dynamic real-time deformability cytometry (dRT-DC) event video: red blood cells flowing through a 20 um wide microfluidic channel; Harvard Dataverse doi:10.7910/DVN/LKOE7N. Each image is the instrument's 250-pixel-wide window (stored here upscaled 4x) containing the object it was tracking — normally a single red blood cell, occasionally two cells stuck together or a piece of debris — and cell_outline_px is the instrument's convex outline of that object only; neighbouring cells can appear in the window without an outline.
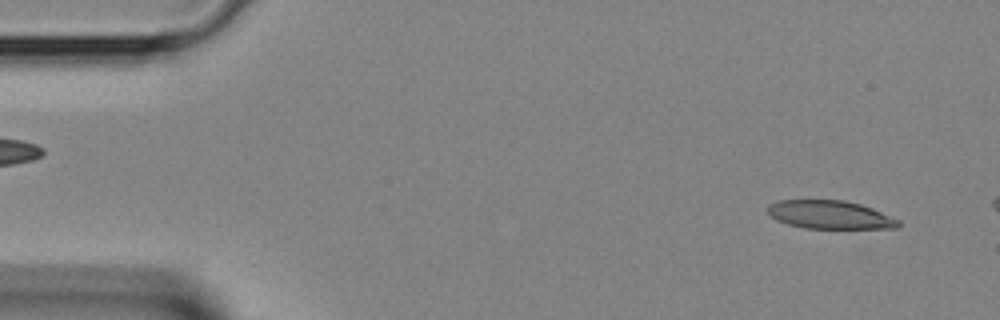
{"species": "Egyptian fruit bat (a non-hibernating species)", "species_latin": "Rousettus aegyptiacus", "temperature_condition": "room temperature", "stored_images_in_passage": 6, "camera_frame_rate_fps": 3000, "um_per_image_px": 0.085, "animal": {"sex": "female"}, "frame": {"image": 1, "passage_image": 2, "time_ms": 0.333, "image_size_px": [1000, 320], "cell_outline_px": [[900, 228], [804, 228], [788, 224], [776, 220], [768, 212], [768, 204], [780, 200], [844, 200], [860, 204], [872, 208], [900, 220]], "centroid_in_image_um": [70.56, 18.25], "position_along_channel_um": 14.4, "area_um2": 21.5}}